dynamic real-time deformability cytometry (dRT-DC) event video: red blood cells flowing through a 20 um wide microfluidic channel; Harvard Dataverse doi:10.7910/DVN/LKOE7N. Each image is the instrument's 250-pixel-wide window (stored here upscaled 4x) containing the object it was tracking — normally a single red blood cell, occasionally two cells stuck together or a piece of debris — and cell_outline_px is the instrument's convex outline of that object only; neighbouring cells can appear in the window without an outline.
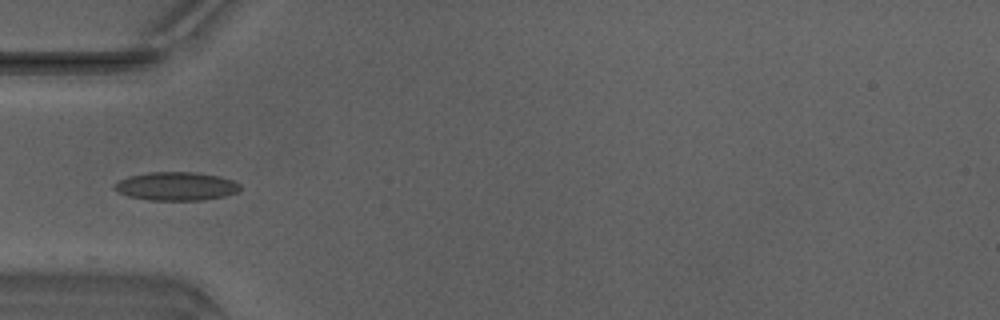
{"species": "Egyptian fruit bat (a non-hibernating species)", "species_latin": "Rousettus aegyptiacus", "temperature_condition": "warm", "stored_images_in_passage": 34, "camera_frame_rate_fps": 3000, "um_per_image_px": 0.085, "animal": {"sex": "male"}, "frame": {"image": 1, "passage_image": 1, "time_ms": 0.0, "image_size_px": [1000, 320], "cell_outline_px": [[240, 192], [224, 196], [204, 200], [148, 200], [128, 196], [112, 188], [112, 184], [128, 176], [148, 172], [196, 172], [220, 176], [232, 180], [240, 184]], "centroid_in_image_um": [14.98, 15.83], "position_along_channel_um": 70.0, "area_um2": 21.04}}
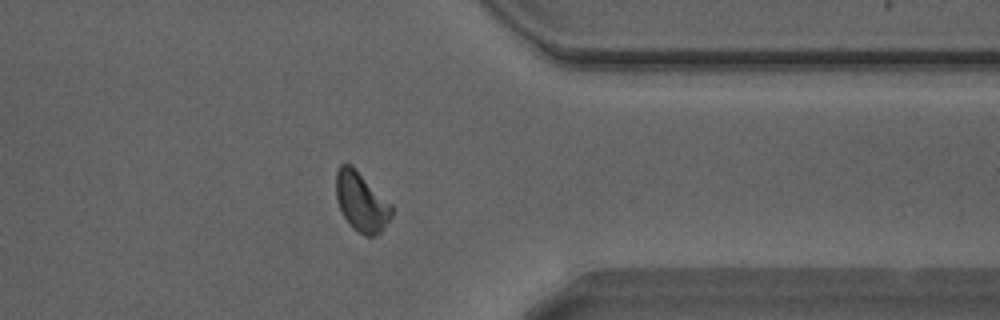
{"frame": {"image": 2, "passage_image": 24, "time_ms": 7.667, "image_size_px": [1000, 320], "cell_outline_px": [[392, 216], [380, 232], [376, 236], [364, 236], [352, 228], [348, 224], [336, 200], [336, 172], [340, 164], [352, 164], [392, 204]], "centroid_in_image_um": [30.71, 17.15], "position_along_channel_um": 380.7, "area_um2": 19.42}}
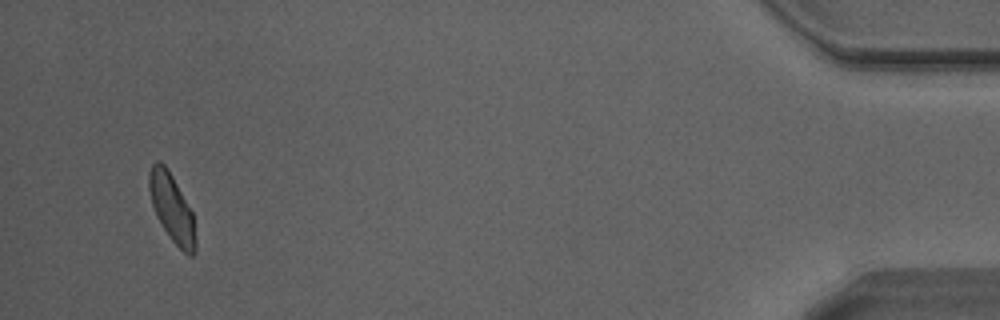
{"frame": {"image": 3, "passage_image": 32, "time_ms": 10.333, "image_size_px": [1000, 320], "cell_outline_px": [[196, 252], [192, 256], [188, 256], [172, 240], [156, 216], [152, 204], [148, 188], [148, 172], [152, 164], [156, 160], [164, 164], [168, 168], [192, 212], [196, 240]], "centroid_in_image_um": [14.6, 17.67], "position_along_channel_um": 420.6, "area_um2": 18.32}, "authors_computed_cell_mechanics": {"area_um2": 18.4382, "velocity_mm_per_s": 4.1762, "shape_relaxation_time_tau1_ms": 4.7153, "shape_relaxation_time_tau2_ms": 1.273, "deformation_change_tau1": 0.1041, "deformation_change_tau2": 0.056}}